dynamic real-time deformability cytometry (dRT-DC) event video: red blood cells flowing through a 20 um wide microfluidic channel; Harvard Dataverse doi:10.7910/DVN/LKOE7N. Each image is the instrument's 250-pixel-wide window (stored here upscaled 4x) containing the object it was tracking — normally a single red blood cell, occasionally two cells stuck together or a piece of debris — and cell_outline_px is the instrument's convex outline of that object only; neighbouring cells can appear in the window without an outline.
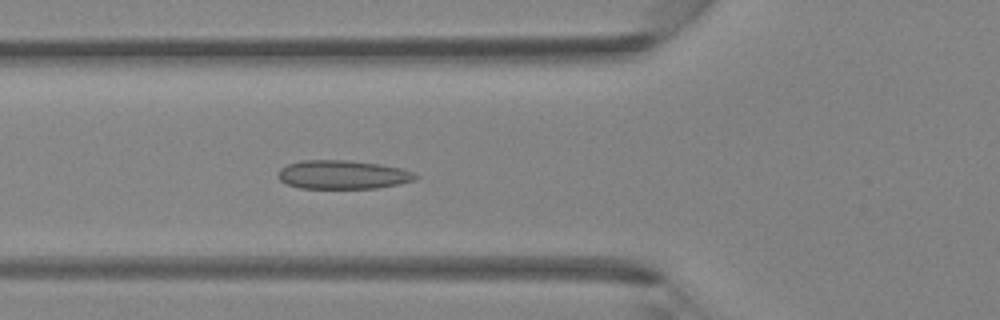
{"species": "Egyptian fruit bat (a non-hibernating species)", "species_latin": "Rousettus aegyptiacus", "temperature_condition": "room temperature", "stored_images_in_passage": 43, "camera_frame_rate_fps": 3000, "um_per_image_px": 0.085, "animal": {"sex": "female"}, "frame": {"image": 1, "passage_image": 15, "time_ms": 4.667, "image_size_px": [1000, 320], "cell_outline_px": [[420, 176], [416, 180], [400, 184], [376, 188], [300, 188], [288, 184], [280, 180], [276, 176], [280, 168], [288, 164], [300, 160], [348, 160], [380, 164], [400, 168], [412, 172]], "centroid_in_image_um": [29.13, 14.84], "position_along_channel_um": 96.7, "area_um2": 23.12}}
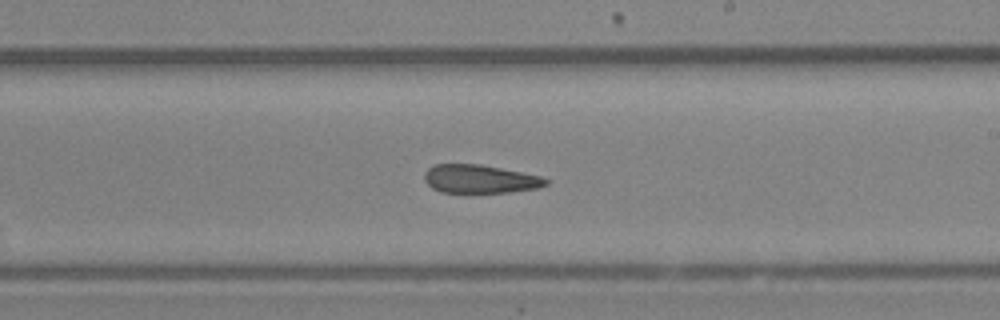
{"frame": {"image": 2, "passage_image": 25, "time_ms": 8.0, "image_size_px": [1000, 320], "cell_outline_px": [[548, 184], [540, 188], [508, 192], [440, 192], [432, 188], [424, 180], [424, 172], [428, 168], [436, 164], [480, 164], [540, 176], [548, 180]], "centroid_in_image_um": [40.77, 15.21], "position_along_channel_um": 248.2, "area_um2": 20.0}}
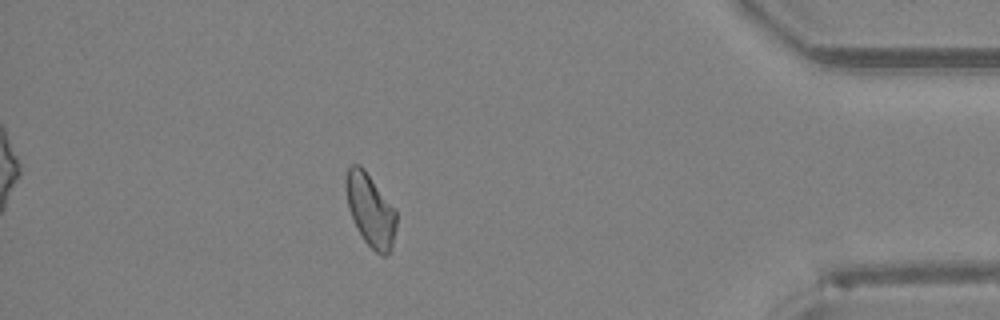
{"frame": {"image": 3, "passage_image": 38, "time_ms": 12.333, "image_size_px": [1000, 320], "cell_outline_px": [[396, 228], [392, 248], [384, 256], [380, 256], [364, 240], [356, 228], [352, 220], [348, 208], [344, 188], [344, 180], [348, 168], [352, 164], [360, 164], [364, 168], [396, 208]], "centroid_in_image_um": [31.47, 17.83], "position_along_channel_um": 403.7, "area_um2": 21.85}}